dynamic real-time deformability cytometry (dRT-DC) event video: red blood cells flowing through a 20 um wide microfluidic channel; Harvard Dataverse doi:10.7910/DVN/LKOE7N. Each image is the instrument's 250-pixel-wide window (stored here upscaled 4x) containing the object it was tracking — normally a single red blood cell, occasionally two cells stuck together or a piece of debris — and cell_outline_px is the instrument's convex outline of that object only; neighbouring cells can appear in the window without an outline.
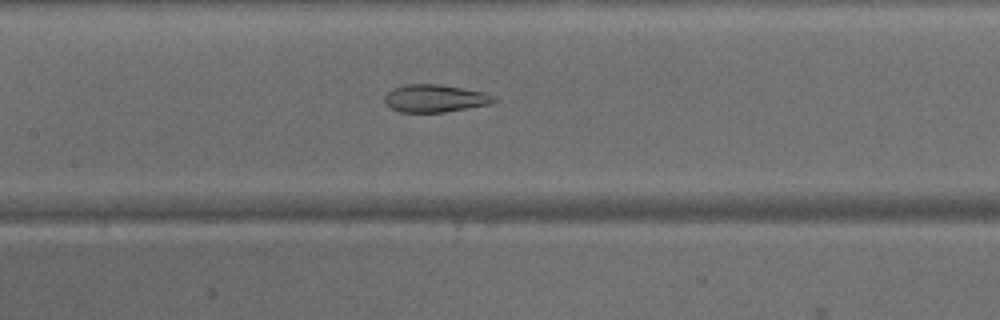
{"species": "common noctule bat (a hibernating species)", "species_latin": "Nyctalus noctula", "temperature_condition": "warm", "stored_images_in_passage": 36, "camera_frame_rate_fps": 3000, "um_per_image_px": 0.085, "animal": {"sex": "male", "body_mass_g": 15.6}, "frame": {"image": 1, "passage_image": 11, "time_ms": 3.333, "image_size_px": [1000, 320], "cell_outline_px": [[500, 100], [488, 104], [444, 112], [400, 112], [392, 108], [384, 100], [384, 96], [392, 88], [404, 84], [440, 84], [484, 92], [496, 96]], "centroid_in_image_um": [36.99, 8.35], "position_along_channel_um": 170.4, "area_um2": 17.57}}
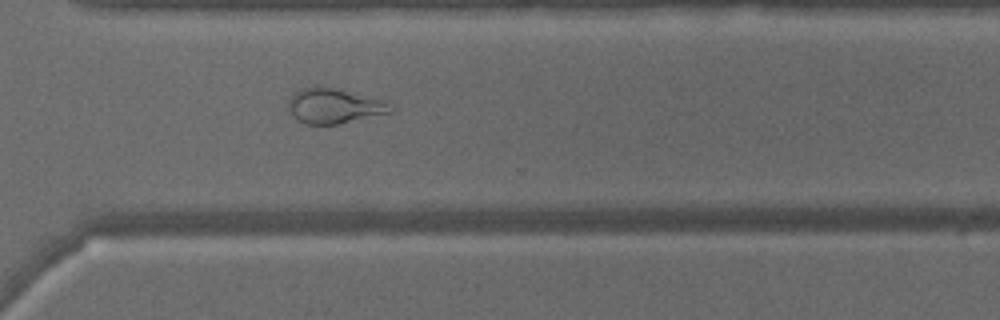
{"frame": {"image": 2, "passage_image": 23, "time_ms": 7.333, "image_size_px": [1000, 320], "cell_outline_px": [[396, 112], [336, 124], [304, 124], [292, 116], [288, 108], [288, 100], [300, 88], [316, 84], [384, 100], [396, 108]], "centroid_in_image_um": [28.41, 9.0], "position_along_channel_um": 342.2, "area_um2": 21.15}}
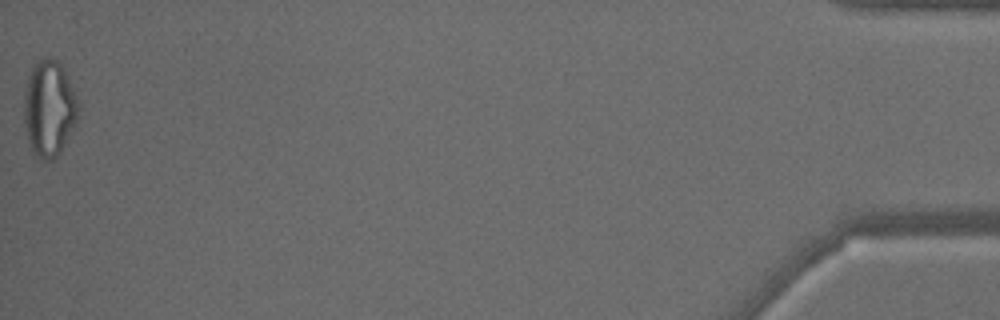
{"frame": {"image": 3, "passage_image": 36, "time_ms": 11.667, "image_size_px": [1000, 320], "cell_outline_px": [[80, 108], [76, 120], [60, 152], [52, 160], [44, 164], [36, 156], [28, 140], [24, 124], [24, 92], [28, 76], [36, 60], [44, 56], [52, 56], [64, 68], [80, 104]], "centroid_in_image_um": [4.17, 9.19], "position_along_channel_um": 431.0, "area_um2": 30.75}}